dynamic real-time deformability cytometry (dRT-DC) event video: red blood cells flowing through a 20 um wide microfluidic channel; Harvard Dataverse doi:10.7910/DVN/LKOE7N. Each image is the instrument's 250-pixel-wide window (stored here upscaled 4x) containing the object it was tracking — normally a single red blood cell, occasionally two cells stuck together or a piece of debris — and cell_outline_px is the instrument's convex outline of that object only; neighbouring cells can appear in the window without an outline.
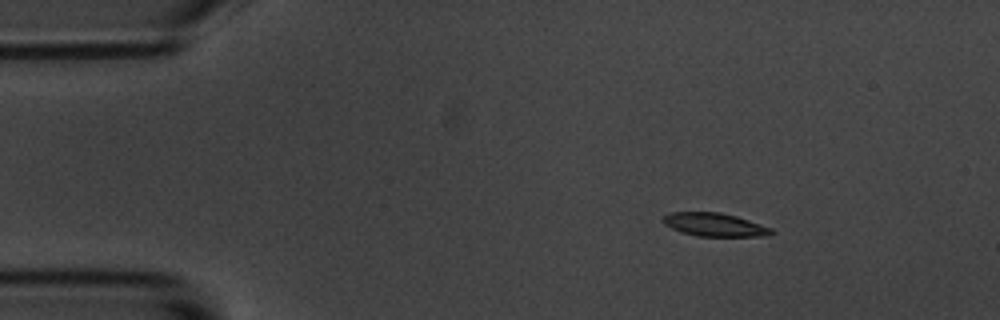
{"species": "common noctule bat (a hibernating species)", "species_latin": "Nyctalus noctula", "temperature_condition": "room temperature", "stored_images_in_passage": 5, "camera_frame_rate_fps": 3000, "um_per_image_px": 0.085, "animal": {"sex": "male", "body_mass_g": 20.1, "forearm_length_mm": 53.5}, "frame": {"image": 1, "passage_image": 2, "time_ms": 1.333, "image_size_px": [1000, 320], "cell_outline_px": [[776, 232], [772, 236], [696, 236], [680, 232], [664, 224], [664, 216], [672, 212], [720, 212], [736, 216], [772, 228]], "centroid_in_image_um": [60.79, 19.11], "position_along_channel_um": 24.2, "area_um2": 14.74}}
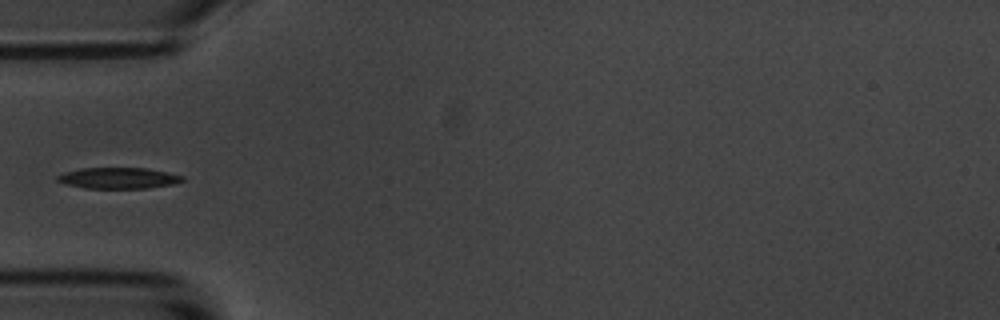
{"frame": {"image": 2, "passage_image": 5, "time_ms": 4.667, "image_size_px": [1000, 320], "cell_outline_px": [[184, 180], [172, 184], [148, 188], [84, 188], [68, 184], [56, 180], [56, 176], [64, 172], [80, 168], [148, 168], [168, 172], [184, 176]], "centroid_in_image_um": [10.07, 15.13], "position_along_channel_um": 74.9, "area_um2": 15.32}}